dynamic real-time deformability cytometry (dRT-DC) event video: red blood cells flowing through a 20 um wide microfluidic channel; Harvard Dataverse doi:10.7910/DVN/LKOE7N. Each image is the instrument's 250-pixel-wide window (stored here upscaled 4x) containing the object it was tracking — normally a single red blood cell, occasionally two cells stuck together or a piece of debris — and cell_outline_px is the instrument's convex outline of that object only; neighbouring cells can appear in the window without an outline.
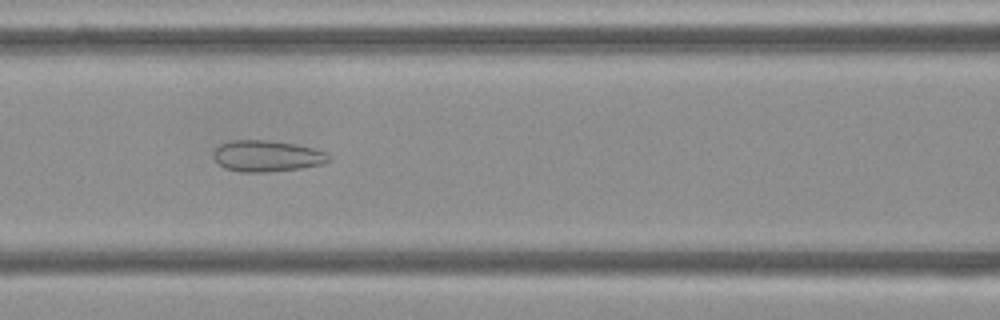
{"species": "Egyptian fruit bat (a non-hibernating species)", "species_latin": "Rousettus aegyptiacus", "temperature_condition": "cold", "stored_images_in_passage": 42, "camera_frame_rate_fps": 3000, "um_per_image_px": 0.085, "frame": {"image": 1, "passage_image": 12, "time_ms": 3.667, "image_size_px": [1000, 320], "cell_outline_px": [[332, 160], [320, 164], [300, 168], [264, 172], [240, 172], [224, 168], [212, 156], [212, 152], [220, 144], [232, 140], [268, 140], [296, 144], [328, 152], [332, 156]], "centroid_in_image_um": [22.69, 13.25], "position_along_channel_um": 143.9, "area_um2": 21.1}}
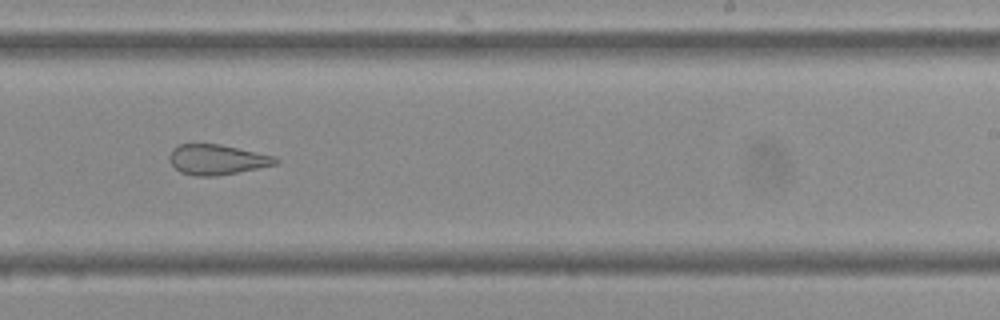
{"frame": {"image": 2, "passage_image": 22, "time_ms": 7.0, "image_size_px": [1000, 320], "cell_outline_px": [[280, 160], [276, 164], [216, 176], [196, 176], [180, 172], [168, 160], [168, 156], [172, 148], [180, 144], [220, 144], [276, 156]], "centroid_in_image_um": [18.42, 13.55], "position_along_channel_um": 270.6, "area_um2": 18.61}}
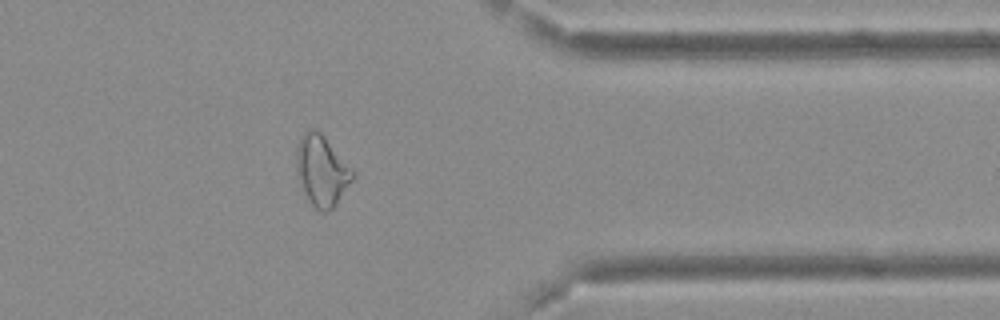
{"frame": {"image": 3, "passage_image": 32, "time_ms": 10.333, "image_size_px": [1000, 320], "cell_outline_px": [[356, 176], [336, 204], [332, 208], [324, 212], [320, 212], [312, 204], [300, 188], [296, 176], [296, 148], [300, 136], [304, 132], [312, 128], [320, 132], [324, 136], [356, 172]], "centroid_in_image_um": [27.34, 14.5], "position_along_channel_um": 384.1, "area_um2": 23.47}, "authors_computed_cell_mechanics": {"area_um2": 22.6287, "velocity_mm_per_s": 3.8077, "shape_relaxation_time_tau1_ms": null, "shape_relaxation_time_tau2_ms": 1.9543, "deformation_change_tau1": null, "deformation_change_tau2": 0.1049}}